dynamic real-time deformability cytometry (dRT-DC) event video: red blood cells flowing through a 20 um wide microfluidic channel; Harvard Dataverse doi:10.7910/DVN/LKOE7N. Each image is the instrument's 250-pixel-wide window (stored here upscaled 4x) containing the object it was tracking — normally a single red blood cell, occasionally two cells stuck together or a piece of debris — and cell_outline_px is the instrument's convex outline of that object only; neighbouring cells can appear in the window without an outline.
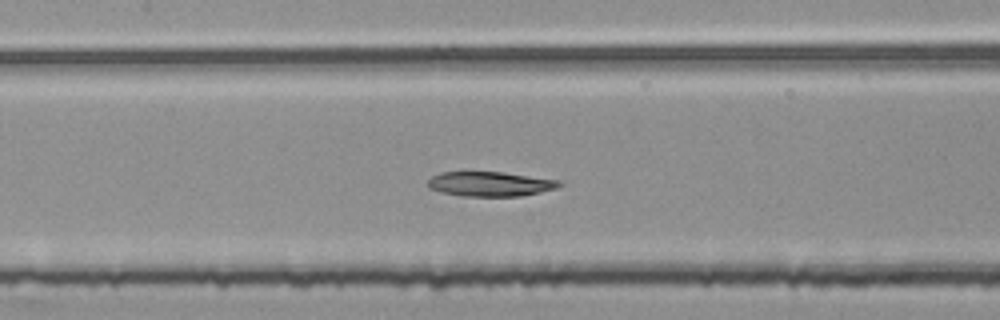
{"species": "common noctule bat (a hibernating species)", "species_latin": "Nyctalus noctula", "temperature_condition": "room temperature", "stored_images_in_passage": 49, "segment_of_instrument_passage": [2, 2], "camera_frame_rate_fps": 3000, "um_per_image_px": 0.085, "animal": {"sex": "female", "body_mass_g": 25.1}, "frame": {"image": 1, "passage_image": 22, "time_ms": 7.0, "image_size_px": [1000, 320], "cell_outline_px": [[564, 184], [556, 188], [540, 192], [520, 196], [464, 196], [440, 192], [428, 188], [424, 184], [432, 176], [440, 172], [504, 172], [560, 180]], "centroid_in_image_um": [41.64, 15.63], "position_along_channel_um": 165.8, "area_um2": 19.07}}
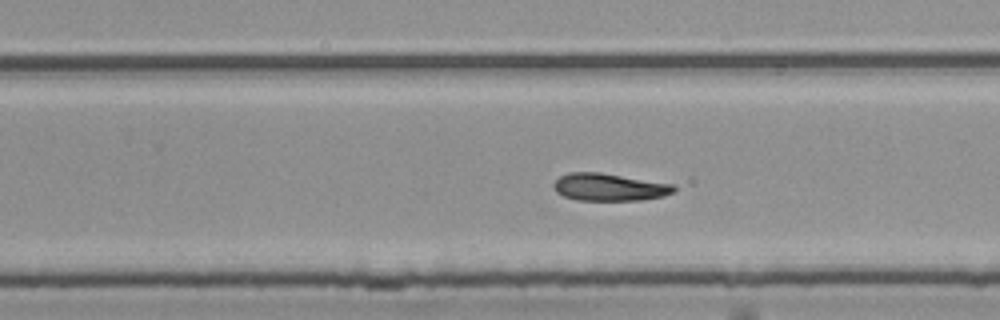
{"frame": {"image": 2, "passage_image": 31, "time_ms": 10.0, "image_size_px": [1000, 320], "cell_outline_px": [[676, 192], [664, 196], [644, 200], [576, 200], [564, 196], [556, 192], [552, 184], [560, 176], [568, 172], [600, 172], [672, 184], [676, 188]], "centroid_in_image_um": [51.79, 15.91], "position_along_channel_um": 278.0, "area_um2": 19.31}}
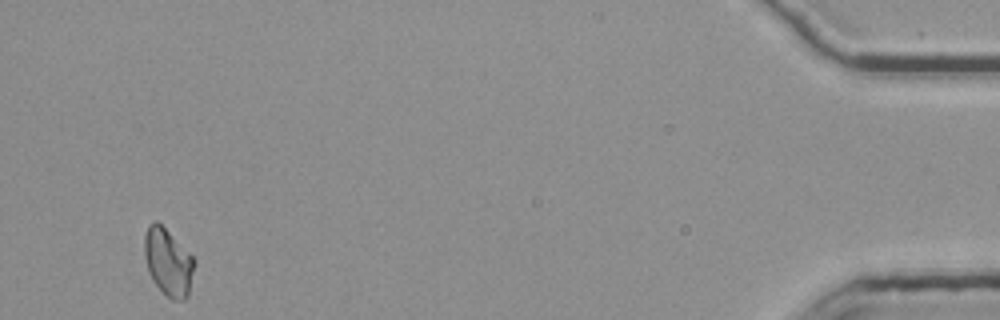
{"frame": {"image": 3, "passage_image": 49, "time_ms": 16.0, "image_size_px": [1000, 320], "cell_outline_px": [[196, 260], [188, 296], [184, 300], [172, 300], [152, 280], [148, 272], [144, 256], [144, 236], [148, 224], [156, 220]], "centroid_in_image_um": [14.28, 22.29], "position_along_channel_um": 420.9, "area_um2": 19.36}}